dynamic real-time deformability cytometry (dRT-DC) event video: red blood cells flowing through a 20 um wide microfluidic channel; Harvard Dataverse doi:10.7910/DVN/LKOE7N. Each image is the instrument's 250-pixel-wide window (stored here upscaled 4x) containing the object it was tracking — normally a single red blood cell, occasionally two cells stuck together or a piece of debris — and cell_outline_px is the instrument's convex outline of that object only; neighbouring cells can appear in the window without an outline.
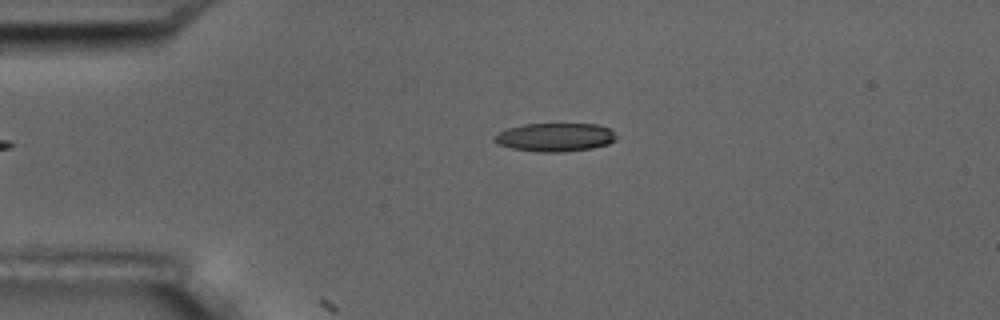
{"species": "common noctule bat (a hibernating species)", "species_latin": "Nyctalus noctula", "temperature_condition": "room temperature", "stored_images_in_passage": 3, "camera_frame_rate_fps": 3000, "um_per_image_px": 0.085, "animal": {"sex": "male", "body_mass_g": 17.5, "forearm_length_mm": 52.3}, "frame": {"image": 1, "passage_image": 3, "time_ms": 3.333, "image_size_px": [1000, 320], "cell_outline_px": [[620, 136], [616, 140], [608, 144], [592, 148], [564, 152], [540, 152], [512, 148], [496, 144], [492, 140], [500, 132], [508, 128], [524, 124], [596, 124], [608, 128]], "centroid_in_image_um": [47.22, 11.67], "position_along_channel_um": 37.8, "area_um2": 20.29}}